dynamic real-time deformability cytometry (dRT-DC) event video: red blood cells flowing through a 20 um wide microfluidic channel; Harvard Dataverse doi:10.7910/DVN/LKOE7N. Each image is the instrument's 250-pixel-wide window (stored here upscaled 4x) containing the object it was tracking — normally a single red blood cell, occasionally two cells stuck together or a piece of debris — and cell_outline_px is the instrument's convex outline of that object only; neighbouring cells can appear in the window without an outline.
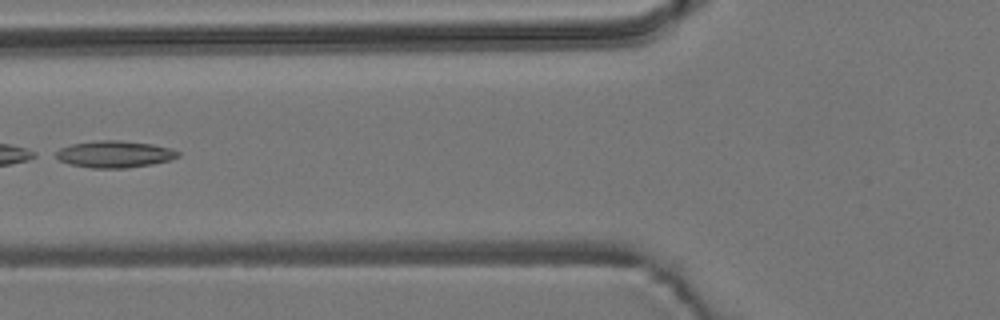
{"species": "common noctule bat (a hibernating species)", "species_latin": "Nyctalus noctula", "temperature_condition": "room temperature", "stored_images_in_passage": 7, "camera_frame_rate_fps": 3000, "um_per_image_px": 0.085, "animal": {"sex": "male", "body_mass_g": 19.2, "forearm_length_mm": 51.8}, "frame": {"image": 1, "passage_image": 6, "time_ms": 1.667, "image_size_px": [1000, 320], "cell_outline_px": [[180, 156], [172, 160], [152, 164], [128, 168], [92, 168], [68, 164], [52, 156], [52, 152], [60, 148], [72, 144], [100, 140], [120, 140], [152, 144], [172, 148], [180, 152]], "centroid_in_image_um": [9.73, 13.11], "position_along_channel_um": 116.1, "area_um2": 19.42}}
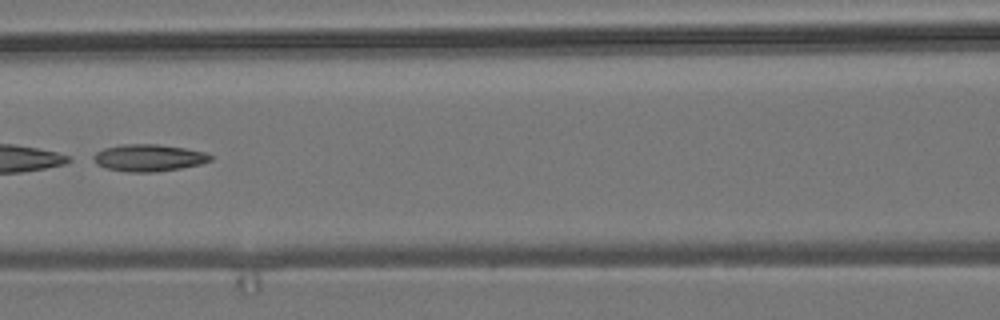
{"frame": {"image": 2, "passage_image": 7, "time_ms": 2.0, "image_size_px": [1000, 320], "cell_outline_px": [[212, 160], [200, 164], [180, 168], [156, 172], [128, 172], [108, 168], [96, 164], [88, 156], [104, 148], [124, 144], [156, 144], [184, 148], [204, 152], [212, 156]], "centroid_in_image_um": [12.58, 13.41], "position_along_channel_um": 154.0, "area_um2": 18.44}}